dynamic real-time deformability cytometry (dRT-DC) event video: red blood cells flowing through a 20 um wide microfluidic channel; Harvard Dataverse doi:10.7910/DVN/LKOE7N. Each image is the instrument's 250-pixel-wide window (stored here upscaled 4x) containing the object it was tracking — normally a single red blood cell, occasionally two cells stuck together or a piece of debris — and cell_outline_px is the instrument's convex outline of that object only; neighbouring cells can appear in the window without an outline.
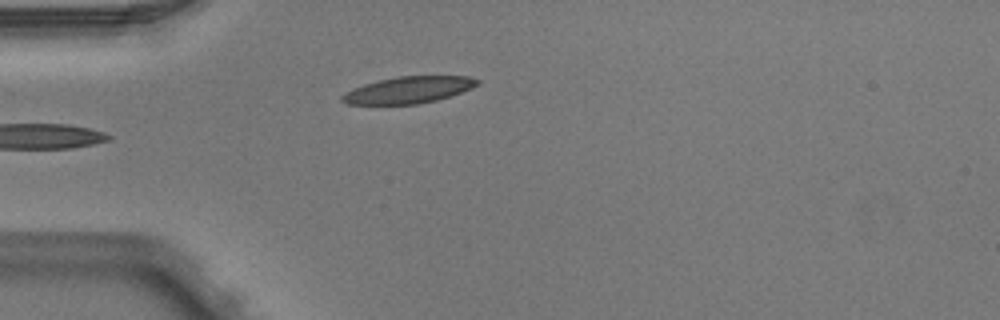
{"species": "Egyptian fruit bat (a non-hibernating species)", "species_latin": "Rousettus aegyptiacus", "temperature_condition": "warm", "stored_images_in_passage": 5, "camera_frame_rate_fps": 3000, "um_per_image_px": 0.085, "animal": {"sex": "male"}, "frame": {"image": 1, "passage_image": 5, "time_ms": 1.333, "image_size_px": [1000, 320], "cell_outline_px": [[480, 84], [472, 88], [436, 100], [416, 104], [348, 104], [340, 100], [340, 96], [352, 88], [364, 84], [396, 76], [468, 76], [480, 80]], "centroid_in_image_um": [34.71, 7.64], "position_along_channel_um": 50.3, "area_um2": 20.92}}